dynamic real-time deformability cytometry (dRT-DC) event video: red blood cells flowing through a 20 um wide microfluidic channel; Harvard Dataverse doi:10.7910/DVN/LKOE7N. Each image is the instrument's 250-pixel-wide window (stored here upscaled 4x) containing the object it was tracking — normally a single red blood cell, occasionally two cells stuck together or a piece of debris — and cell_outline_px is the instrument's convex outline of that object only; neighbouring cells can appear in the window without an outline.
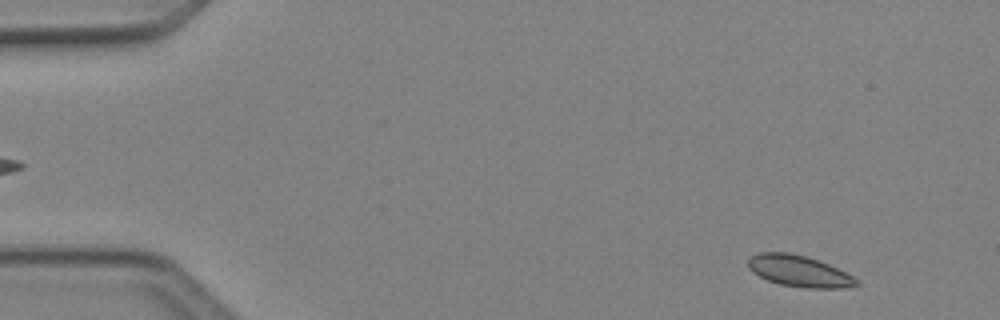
{"species": "Egyptian fruit bat (a non-hibernating species)", "species_latin": "Rousettus aegyptiacus", "temperature_condition": "cold", "stored_images_in_passage": 48, "camera_frame_rate_fps": 3000, "um_per_image_px": 0.085, "animal": {"sex": "female"}, "frame": {"image": 1, "passage_image": 3, "time_ms": 0.667, "image_size_px": [1000, 320], "cell_outline_px": [[860, 284], [852, 288], [808, 288], [780, 284], [768, 280], [752, 272], [748, 268], [748, 260], [752, 256], [760, 252], [788, 252], [808, 256], [828, 264], [860, 280]], "centroid_in_image_um": [67.95, 23.05], "position_along_channel_um": 17.0, "area_um2": 19.83}}
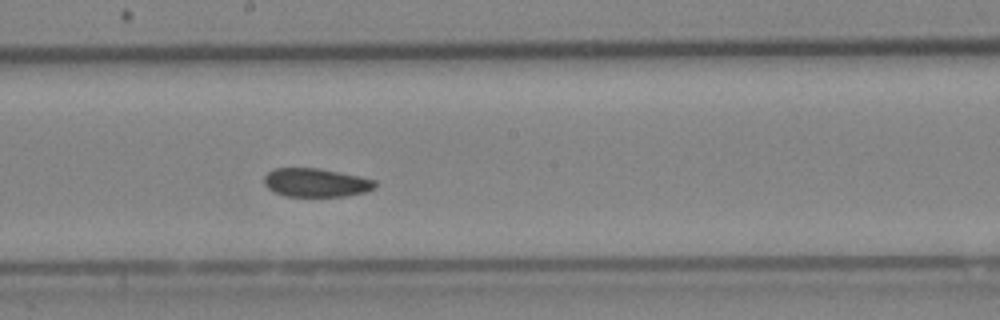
{"frame": {"image": 2, "passage_image": 26, "time_ms": 8.333, "image_size_px": [1000, 320], "cell_outline_px": [[376, 188], [364, 192], [344, 196], [284, 196], [268, 188], [264, 184], [264, 176], [268, 172], [276, 168], [320, 168], [376, 180]], "centroid_in_image_um": [26.85, 15.52], "position_along_channel_um": 221.3, "area_um2": 18.38}}
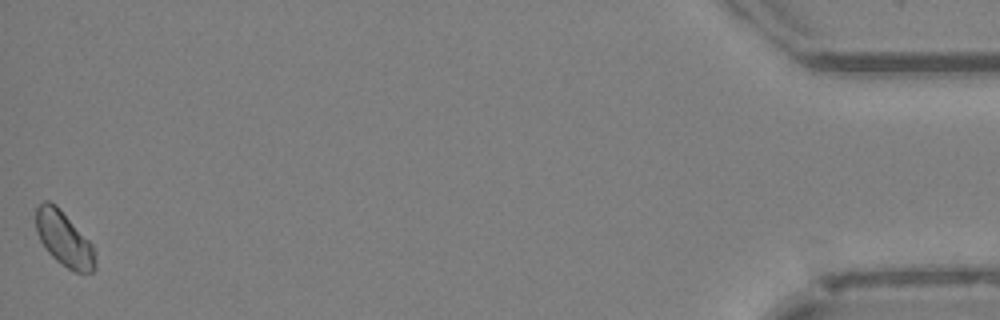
{"frame": {"image": 3, "passage_image": 48, "time_ms": 15.667, "image_size_px": [1000, 320], "cell_outline_px": [[96, 268], [92, 272], [76, 272], [68, 268], [56, 260], [44, 248], [36, 232], [36, 208], [44, 200], [48, 200], [56, 204], [60, 208], [92, 244], [96, 252]], "centroid_in_image_um": [5.45, 20.3], "position_along_channel_um": 429.8, "area_um2": 19.02}}